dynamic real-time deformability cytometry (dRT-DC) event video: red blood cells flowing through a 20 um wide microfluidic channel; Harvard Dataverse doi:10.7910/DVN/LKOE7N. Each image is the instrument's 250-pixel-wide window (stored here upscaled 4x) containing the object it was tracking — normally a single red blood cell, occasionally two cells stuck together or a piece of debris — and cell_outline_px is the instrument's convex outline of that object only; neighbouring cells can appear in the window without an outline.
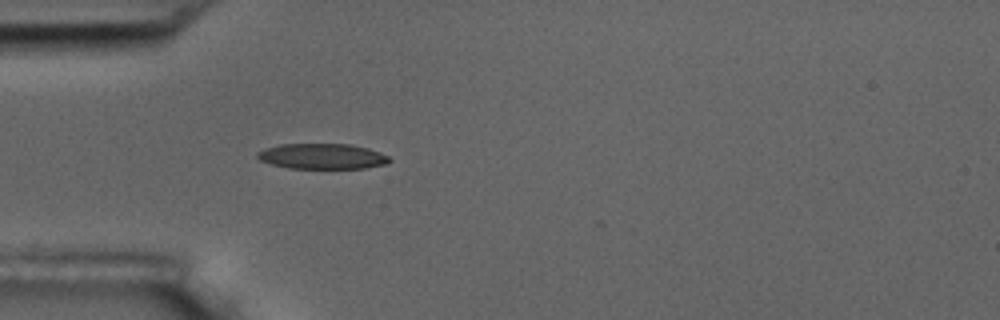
{"species": "common noctule bat (a hibernating species)", "species_latin": "Nyctalus noctula", "temperature_condition": "room temperature", "stored_images_in_passage": 1, "camera_frame_rate_fps": 3000, "um_per_image_px": 0.085, "animal": {"sex": "male", "body_mass_g": 17.5, "forearm_length_mm": 52.3}, "frame": {"image": 1, "passage_image": 1, "time_ms": 0.0, "image_size_px": [1000, 320], "cell_outline_px": [[392, 160], [388, 164], [364, 168], [288, 168], [272, 164], [260, 160], [256, 156], [256, 152], [264, 148], [280, 144], [348, 144], [368, 148], [380, 152], [388, 156]], "centroid_in_image_um": [27.39, 13.28], "position_along_channel_um": 57.6, "area_um2": 19.65}}